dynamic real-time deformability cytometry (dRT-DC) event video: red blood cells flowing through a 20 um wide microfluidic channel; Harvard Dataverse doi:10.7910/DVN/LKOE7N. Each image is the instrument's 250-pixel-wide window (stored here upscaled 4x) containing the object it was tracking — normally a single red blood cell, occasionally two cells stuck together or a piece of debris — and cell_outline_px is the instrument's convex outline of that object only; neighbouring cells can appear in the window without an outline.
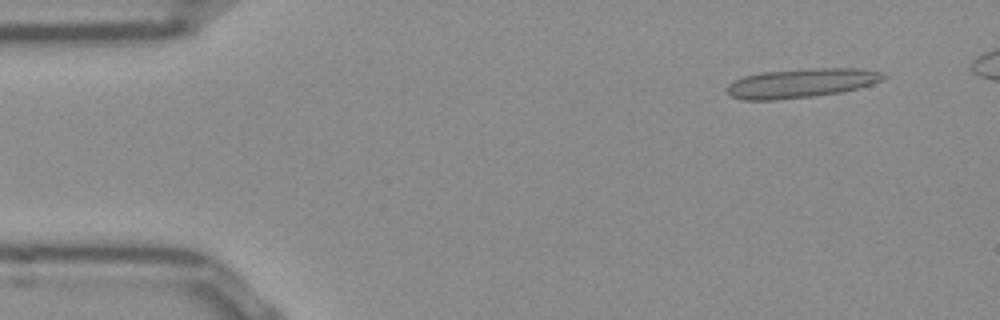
{"species": "Egyptian fruit bat (a non-hibernating species)", "species_latin": "Rousettus aegyptiacus", "temperature_condition": "room temperature", "stored_images_in_passage": 47, "camera_frame_rate_fps": 3000, "um_per_image_px": 0.085, "frame": {"image": 1, "passage_image": 4, "time_ms": 1.0, "image_size_px": [1000, 320], "cell_outline_px": [[888, 76], [884, 80], [872, 84], [840, 92], [812, 96], [776, 100], [740, 100], [732, 96], [728, 92], [728, 84], [744, 76], [760, 72], [820, 68], [856, 68], [880, 72]], "centroid_in_image_um": [68.1, 7.06], "position_along_channel_um": 16.9, "area_um2": 26.36}}
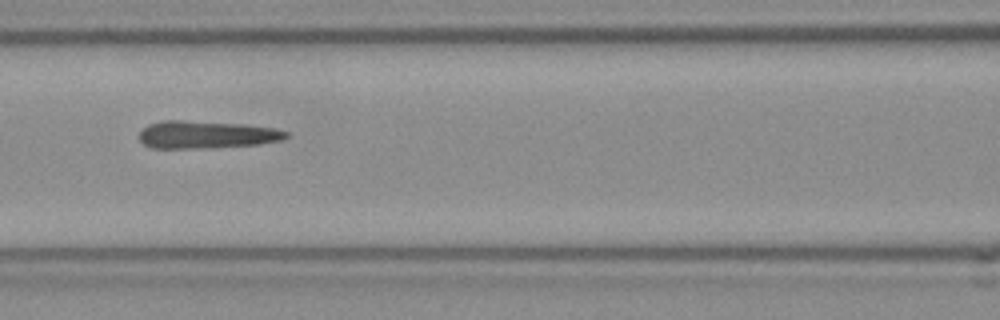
{"frame": {"image": 2, "passage_image": 21, "time_ms": 6.667, "image_size_px": [1000, 320], "cell_outline_px": [[288, 136], [284, 140], [260, 144], [204, 148], [152, 148], [144, 144], [140, 140], [140, 132], [148, 124], [164, 120], [184, 120], [244, 124], [276, 128], [288, 132]], "centroid_in_image_um": [17.57, 11.44], "position_along_channel_um": 149.0, "area_um2": 23.7}}
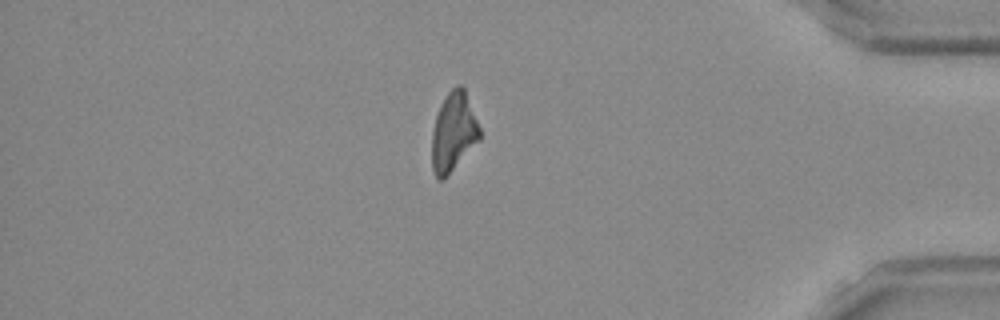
{"frame": {"image": 3, "passage_image": 43, "time_ms": 14.0, "image_size_px": [1000, 320], "cell_outline_px": [[480, 140], [444, 180], [436, 180], [432, 168], [432, 132], [436, 116], [448, 92], [456, 84], [460, 84], [464, 88], [480, 128]], "centroid_in_image_um": [38.54, 11.27], "position_along_channel_um": 396.7, "area_um2": 21.96}}